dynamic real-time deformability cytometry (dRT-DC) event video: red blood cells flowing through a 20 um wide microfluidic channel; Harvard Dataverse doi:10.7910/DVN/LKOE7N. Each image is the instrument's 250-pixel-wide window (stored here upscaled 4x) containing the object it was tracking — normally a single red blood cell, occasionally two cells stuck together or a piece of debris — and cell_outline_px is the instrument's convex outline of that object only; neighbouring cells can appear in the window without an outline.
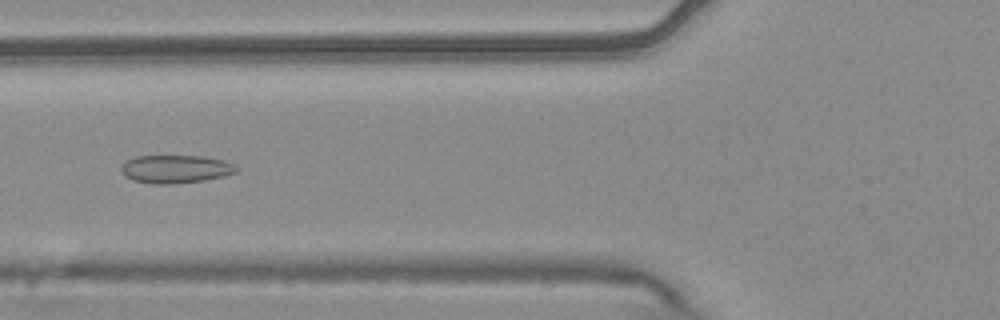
{"species": "common noctule bat (a hibernating species)", "species_latin": "Nyctalus noctula", "temperature_condition": "warm", "stored_images_in_passage": 7, "camera_frame_rate_fps": 3000, "um_per_image_px": 0.085, "animal": {"sex": "male", "body_mass_g": 20.4}, "frame": {"image": 1, "passage_image": 5, "time_ms": 1.333, "image_size_px": [1000, 320], "cell_outline_px": [[240, 168], [236, 172], [224, 176], [204, 180], [172, 184], [152, 184], [132, 180], [124, 176], [120, 168], [128, 160], [136, 156], [204, 156], [224, 160], [236, 164]], "centroid_in_image_um": [14.96, 14.37], "position_along_channel_um": 110.8, "area_um2": 19.02}}
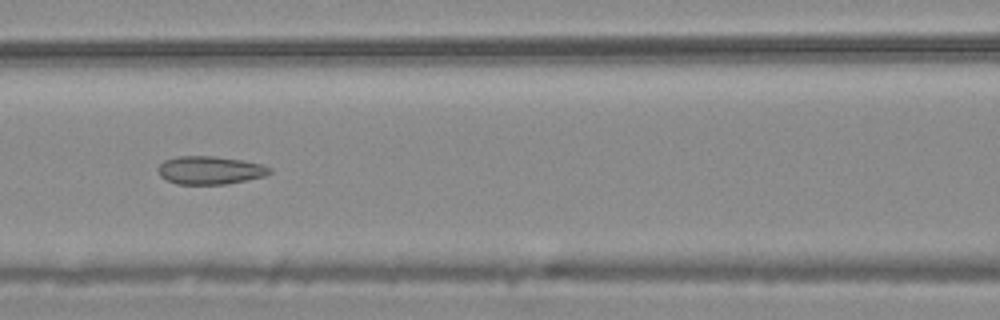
{"frame": {"image": 2, "passage_image": 6, "time_ms": 1.667, "image_size_px": [1000, 320], "cell_outline_px": [[272, 172], [264, 176], [224, 184], [176, 184], [160, 176], [160, 164], [164, 160], [176, 156], [212, 156], [244, 160], [260, 164], [272, 168]], "centroid_in_image_um": [17.86, 14.46], "position_along_channel_um": 148.7, "area_um2": 18.09}}
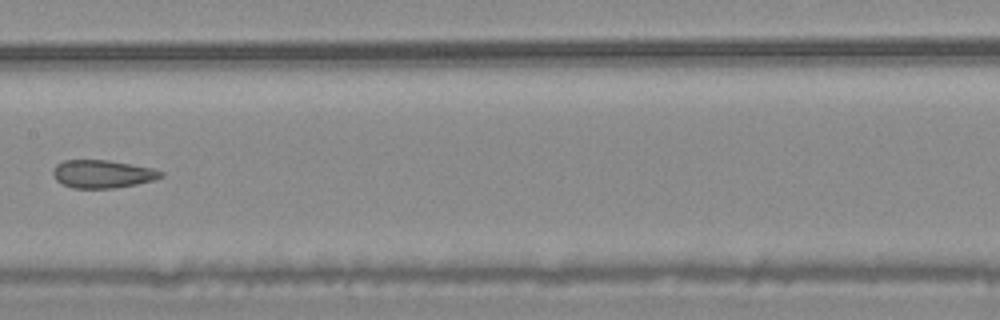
{"frame": {"image": 3, "passage_image": 7, "time_ms": 2.0, "image_size_px": [1000, 320], "cell_outline_px": [[164, 176], [152, 180], [136, 184], [116, 188], [72, 188], [56, 180], [52, 172], [52, 168], [56, 164], [64, 160], [108, 160], [152, 168], [164, 172]], "centroid_in_image_um": [8.69, 14.78], "position_along_channel_um": 198.7, "area_um2": 17.57}}